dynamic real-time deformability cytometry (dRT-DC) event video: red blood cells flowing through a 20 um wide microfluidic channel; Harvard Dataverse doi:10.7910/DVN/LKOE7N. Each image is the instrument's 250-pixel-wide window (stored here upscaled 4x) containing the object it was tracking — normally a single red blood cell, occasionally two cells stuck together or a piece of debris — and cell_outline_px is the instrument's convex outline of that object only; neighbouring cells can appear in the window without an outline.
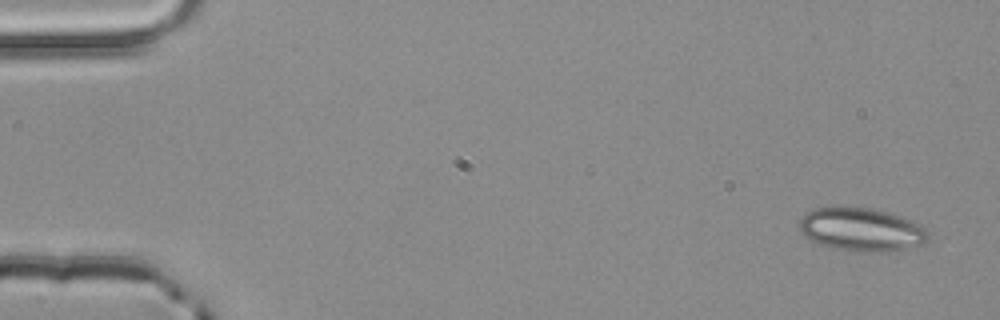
{"species": "common noctule bat (a hibernating species)", "species_latin": "Nyctalus noctula", "temperature_condition": "room temperature", "stored_images_in_passage": 3, "camera_frame_rate_fps": 3000, "um_per_image_px": 0.085, "animal": {"sex": "male", "body_mass_g": 20.4}, "frame": {"image": 1, "passage_image": 1, "time_ms": 0.0, "image_size_px": [1000, 320], "cell_outline_px": [[928, 236], [924, 244], [896, 252], [852, 252], [820, 244], [804, 236], [800, 232], [800, 220], [804, 212], [816, 208], [868, 208], [900, 216], [920, 224], [928, 232]], "centroid_in_image_um": [73.24, 19.55], "position_along_channel_um": 11.8, "area_um2": 32.48}}